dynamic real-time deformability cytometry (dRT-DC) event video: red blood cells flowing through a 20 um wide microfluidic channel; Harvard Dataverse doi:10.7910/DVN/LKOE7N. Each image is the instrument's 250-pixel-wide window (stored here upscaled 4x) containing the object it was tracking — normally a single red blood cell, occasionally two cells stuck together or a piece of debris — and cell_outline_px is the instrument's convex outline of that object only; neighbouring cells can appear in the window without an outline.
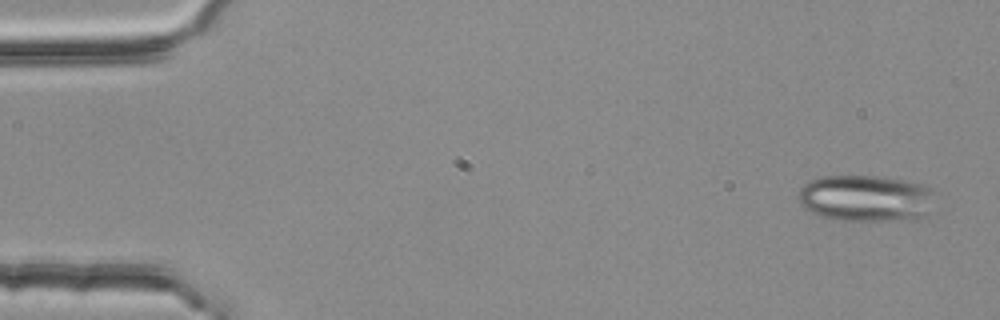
{"species": "common noctule bat (a hibernating species)", "species_latin": "Nyctalus noctula", "temperature_condition": "room temperature", "stored_images_in_passage": 4, "camera_frame_rate_fps": 3000, "um_per_image_px": 0.085, "animal": {"sex": "female", "body_mass_g": 25.1}, "frame": {"image": 1, "passage_image": 1, "time_ms": 0.0, "image_size_px": [1000, 320], "cell_outline_px": [[940, 208], [936, 212], [928, 216], [916, 220], [836, 220], [820, 216], [804, 208], [800, 204], [796, 196], [800, 188], [808, 180], [820, 176], [884, 176], [908, 180], [928, 184], [936, 188]], "centroid_in_image_um": [73.81, 16.85], "position_along_channel_um": 11.2, "area_um2": 39.3}}